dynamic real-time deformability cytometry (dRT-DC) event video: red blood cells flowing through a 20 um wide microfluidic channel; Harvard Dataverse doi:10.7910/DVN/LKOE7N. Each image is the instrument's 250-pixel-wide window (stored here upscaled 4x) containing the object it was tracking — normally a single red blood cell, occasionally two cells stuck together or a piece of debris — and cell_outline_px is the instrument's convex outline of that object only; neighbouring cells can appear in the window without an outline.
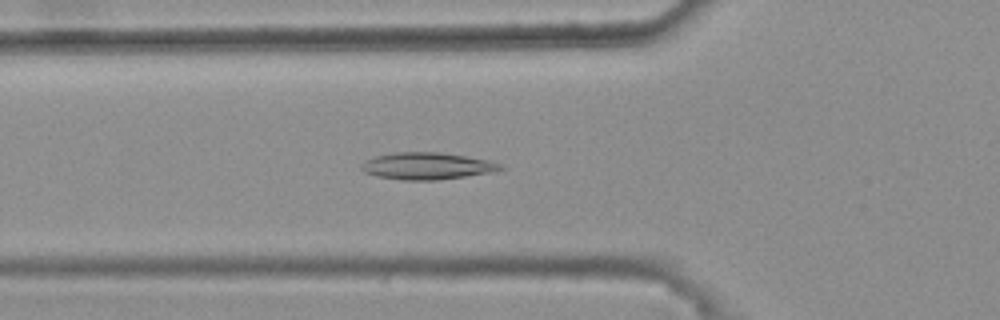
{"species": "common noctule bat (a hibernating species)", "species_latin": "Nyctalus noctula", "temperature_condition": "warm", "stored_images_in_passage": 46, "camera_frame_rate_fps": 3000, "um_per_image_px": 0.085, "animal": {"sex": "female", "body_mass_g": 25.1}, "frame": {"image": 1, "passage_image": 19, "time_ms": 6.0, "image_size_px": [1000, 320], "cell_outline_px": [[504, 168], [492, 172], [436, 180], [400, 180], [376, 176], [364, 172], [360, 168], [360, 164], [376, 156], [396, 152], [440, 152], [488, 160], [500, 164]], "centroid_in_image_um": [36.26, 14.11], "position_along_channel_um": 89.5, "area_um2": 21.62}}
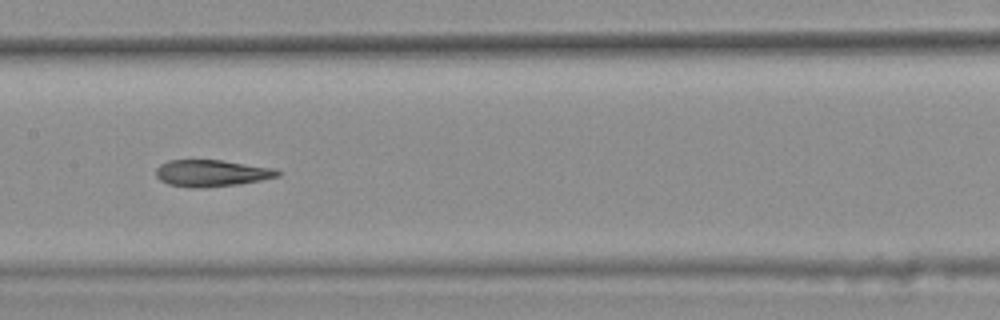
{"frame": {"image": 2, "passage_image": 27, "time_ms": 8.667, "image_size_px": [1000, 320], "cell_outline_px": [[284, 172], [280, 176], [260, 180], [236, 184], [204, 188], [188, 188], [168, 184], [160, 180], [156, 176], [156, 168], [160, 164], [168, 160], [224, 160], [276, 168]], "centroid_in_image_um": [18.01, 14.71], "position_along_channel_um": 189.4, "area_um2": 19.25}}
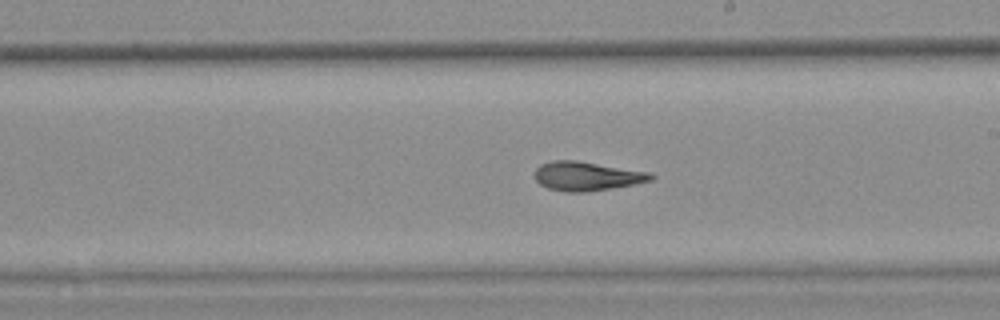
{"frame": {"image": 3, "passage_image": 31, "time_ms": 10.0, "image_size_px": [1000, 320], "cell_outline_px": [[656, 176], [652, 180], [632, 184], [584, 192], [564, 192], [548, 188], [540, 184], [536, 180], [536, 168], [540, 164], [552, 160], [576, 160], [648, 172]], "centroid_in_image_um": [49.84, 14.96], "position_along_channel_um": 239.2, "area_um2": 19.36}, "authors_computed_cell_mechanics": {"area_um2": 19.7965, "velocity_mm_per_s": 3.7482, "shape_relaxation_time_tau1_ms": null, "shape_relaxation_time_tau2_ms": 3.4987, "deformation_change_tau1": null, "deformation_change_tau2": 0.1098}}